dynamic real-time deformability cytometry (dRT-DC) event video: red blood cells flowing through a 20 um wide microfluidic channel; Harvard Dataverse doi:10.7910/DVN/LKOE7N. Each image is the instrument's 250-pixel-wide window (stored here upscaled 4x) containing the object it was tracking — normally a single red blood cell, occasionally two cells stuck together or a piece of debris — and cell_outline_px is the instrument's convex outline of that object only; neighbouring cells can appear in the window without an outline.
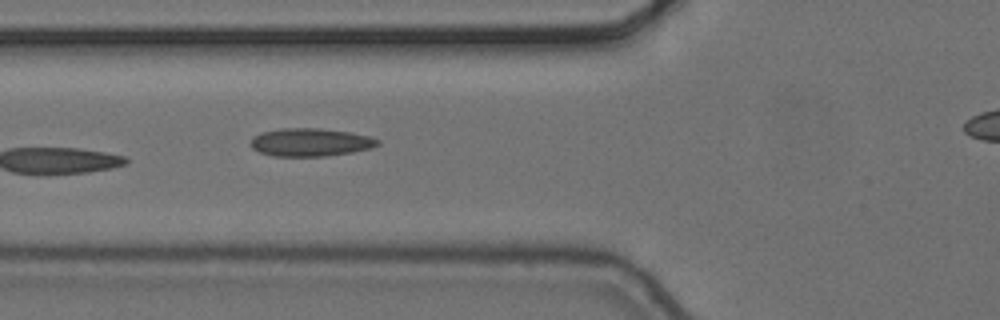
{"species": "common noctule bat (a hibernating species)", "species_latin": "Nyctalus noctula", "temperature_condition": "cold", "stored_images_in_passage": 8, "segment_of_instrument_passage": [1, 2], "camera_frame_rate_fps": 3000, "um_per_image_px": 0.085, "animal": {"sex": "female", "body_mass_g": 24.6, "forearm_length_mm": 56.2}, "frame": {"image": 1, "passage_image": 7, "time_ms": 2.0, "image_size_px": [1000, 320], "cell_outline_px": [[380, 144], [372, 148], [352, 152], [324, 156], [272, 156], [260, 152], [252, 148], [252, 136], [260, 132], [280, 128], [320, 128], [352, 132], [368, 136], [380, 140]], "centroid_in_image_um": [26.39, 12.08], "position_along_channel_um": 99.4, "area_um2": 20.87}}